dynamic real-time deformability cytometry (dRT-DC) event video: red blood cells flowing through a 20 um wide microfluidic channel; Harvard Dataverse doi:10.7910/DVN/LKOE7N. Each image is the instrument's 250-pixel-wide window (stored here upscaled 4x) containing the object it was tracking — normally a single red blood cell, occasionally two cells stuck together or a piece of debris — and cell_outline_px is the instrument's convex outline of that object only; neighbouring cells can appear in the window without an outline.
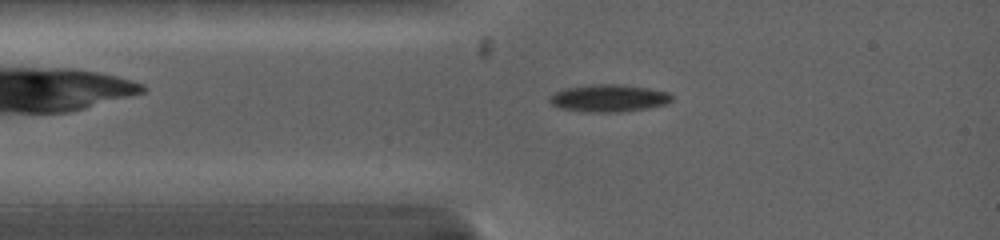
{"species": "common noctule bat (a hibernating species)", "species_latin": "Nyctalus noctula", "temperature_condition": "warm", "stored_images_in_passage": 38, "camera_frame_rate_fps": 5000, "um_per_image_px": 0.085, "animal": {"sex": "female", "body_mass_g": 19.0, "forearm_length_mm": 53.3}, "frame": {"image": 1, "passage_image": 9, "time_ms": 1.8, "image_size_px": [1000, 240], "cell_outline_px": [[672, 100], [664, 104], [648, 108], [620, 112], [588, 112], [560, 108], [552, 104], [548, 100], [548, 96], [564, 88], [588, 84], [624, 84], [648, 88], [668, 92], [672, 96]], "centroid_in_image_um": [51.72, 8.33], "position_along_channel_um": 33.3, "area_um2": 19.59}}
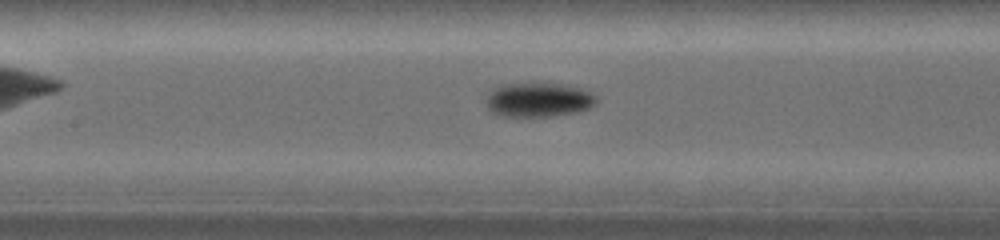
{"frame": {"image": 2, "passage_image": 24, "time_ms": 5.0, "image_size_px": [1000, 240], "cell_outline_px": [[596, 104], [580, 112], [548, 116], [500, 116], [492, 112], [488, 108], [484, 100], [488, 92], [492, 88], [500, 84], [560, 84], [580, 88], [592, 92], [596, 96]], "centroid_in_image_um": [45.73, 8.49], "position_along_channel_um": 161.7, "area_um2": 22.14}}
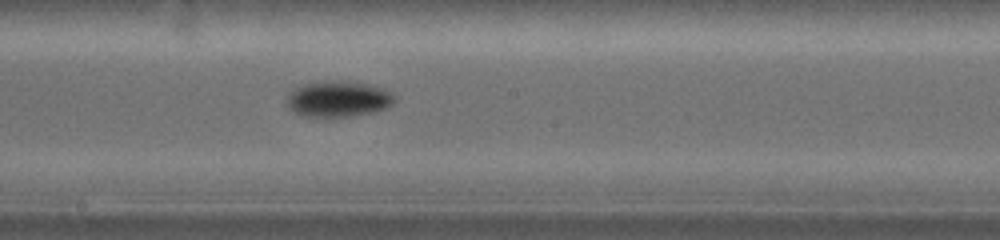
{"frame": {"image": 3, "passage_image": 33, "time_ms": 6.4, "image_size_px": [1000, 240], "cell_outline_px": [[396, 100], [392, 104], [384, 108], [372, 112], [352, 116], [300, 116], [288, 104], [288, 92], [296, 88], [308, 84], [348, 80], [380, 88], [396, 96]], "centroid_in_image_um": [28.77, 8.42], "position_along_channel_um": 219.4, "area_um2": 21.79}}